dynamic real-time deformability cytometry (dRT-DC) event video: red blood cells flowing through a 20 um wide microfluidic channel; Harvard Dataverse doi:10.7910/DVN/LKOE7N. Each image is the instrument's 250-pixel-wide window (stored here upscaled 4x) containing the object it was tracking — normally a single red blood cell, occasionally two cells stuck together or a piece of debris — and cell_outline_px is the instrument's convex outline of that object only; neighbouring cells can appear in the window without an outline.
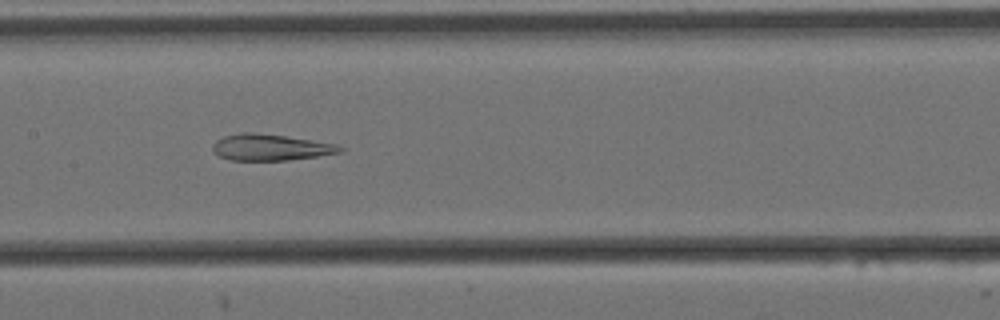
{"species": "Egyptian fruit bat (a non-hibernating species)", "species_latin": "Rousettus aegyptiacus", "temperature_condition": "cold", "stored_images_in_passage": 10, "camera_frame_rate_fps": 3000, "um_per_image_px": 0.085, "animal": {"sex": "female"}, "frame": {"image": 1, "passage_image": 6, "time_ms": 1.667, "image_size_px": [1000, 320], "cell_outline_px": [[344, 148], [340, 152], [316, 156], [288, 160], [228, 160], [212, 152], [212, 144], [216, 140], [224, 136], [244, 132], [248, 132], [284, 136], [336, 144]], "centroid_in_image_um": [22.93, 12.53], "position_along_channel_um": 184.5, "area_um2": 19.25}}
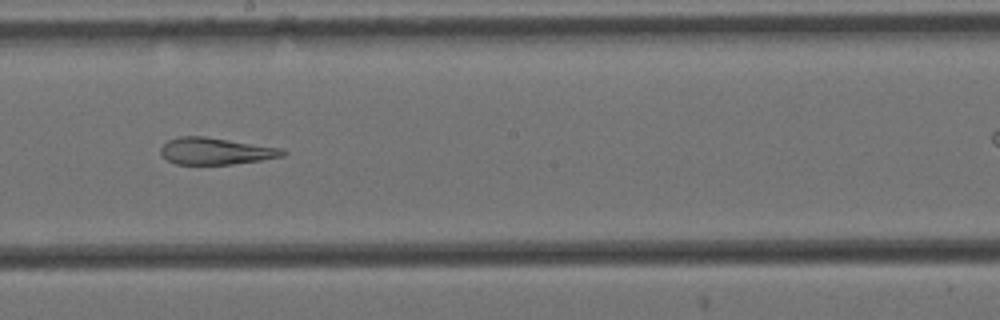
{"frame": {"image": 2, "passage_image": 7, "time_ms": 2.0, "image_size_px": [1000, 320], "cell_outline_px": [[288, 152], [284, 156], [260, 160], [232, 164], [176, 164], [160, 156], [160, 148], [168, 140], [180, 136], [204, 136], [280, 148]], "centroid_in_image_um": [18.3, 12.84], "position_along_channel_um": 229.9, "area_um2": 18.96}}
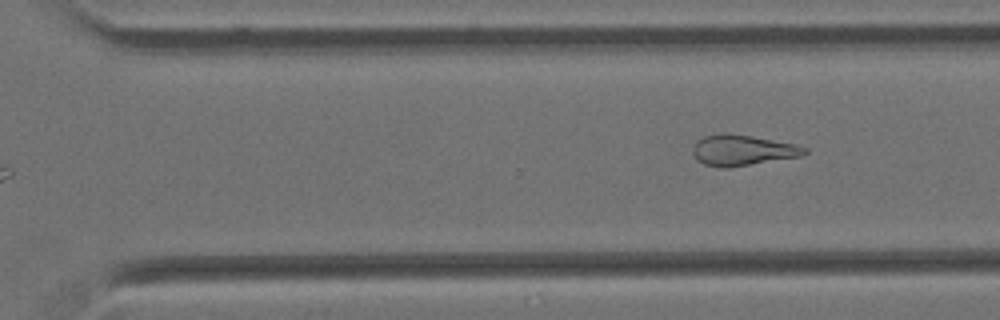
{"frame": {"image": 3, "passage_image": 10, "time_ms": 3.0, "image_size_px": [1000, 320], "cell_outline_px": [[808, 152], [800, 156], [728, 168], [724, 168], [704, 164], [696, 160], [692, 152], [692, 148], [696, 140], [704, 136], [720, 132], [728, 132], [752, 136], [796, 144], [808, 148]], "centroid_in_image_um": [63.07, 12.75], "position_along_channel_um": 307.5, "area_um2": 20.23}}